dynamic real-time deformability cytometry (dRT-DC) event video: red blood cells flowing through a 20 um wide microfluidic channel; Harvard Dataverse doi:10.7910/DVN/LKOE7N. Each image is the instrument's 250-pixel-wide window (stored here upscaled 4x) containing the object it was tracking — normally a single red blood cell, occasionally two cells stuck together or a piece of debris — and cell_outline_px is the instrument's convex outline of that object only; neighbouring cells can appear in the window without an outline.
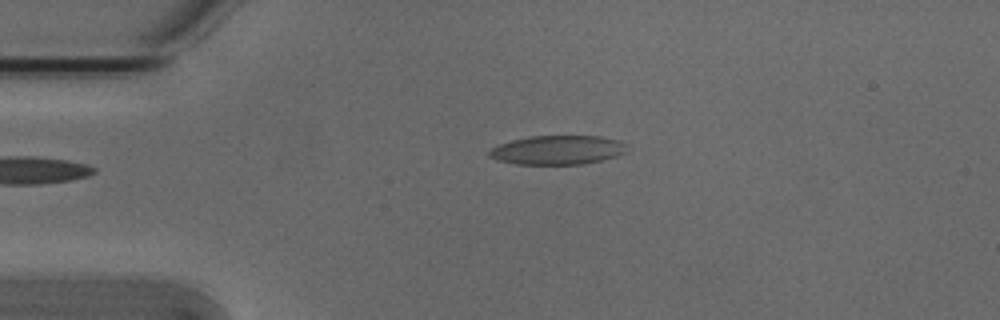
{"species": "Egyptian fruit bat (a non-hibernating species)", "species_latin": "Rousettus aegyptiacus", "temperature_condition": "cold", "stored_images_in_passage": 2, "camera_frame_rate_fps": 3000, "um_per_image_px": 0.085, "animal": {"sex": "male"}, "frame": {"image": 1, "passage_image": 2, "time_ms": 0.333, "image_size_px": [1000, 320], "cell_outline_px": [[624, 152], [616, 156], [600, 160], [580, 164], [516, 164], [500, 160], [488, 156], [488, 152], [492, 148], [500, 144], [512, 140], [532, 136], [600, 136], [620, 140], [624, 144]], "centroid_in_image_um": [47.37, 12.74], "position_along_channel_um": 37.6, "area_um2": 22.95}}